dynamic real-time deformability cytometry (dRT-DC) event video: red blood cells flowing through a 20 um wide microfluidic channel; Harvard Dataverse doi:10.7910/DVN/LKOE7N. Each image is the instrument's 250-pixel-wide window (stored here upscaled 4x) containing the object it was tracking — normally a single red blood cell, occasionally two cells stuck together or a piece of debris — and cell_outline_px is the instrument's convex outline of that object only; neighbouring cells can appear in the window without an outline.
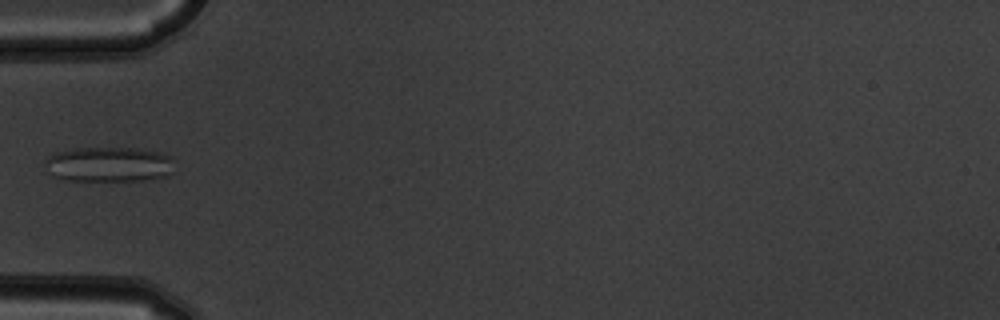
{"species": "common noctule bat (a hibernating species)", "species_latin": "Nyctalus noctula", "temperature_condition": "warm", "stored_images_in_passage": 5, "camera_frame_rate_fps": 3000, "um_per_image_px": 0.085, "animal": {"sex": "male", "body_mass_g": 19.5, "forearm_length_mm": 54.6}, "frame": {"image": 1, "passage_image": 5, "time_ms": 1.333, "image_size_px": [1000, 320], "cell_outline_px": [[176, 160], [172, 172], [168, 176], [144, 180], [68, 180], [56, 176], [48, 172], [44, 164], [44, 160], [48, 156], [56, 152], [76, 148], [136, 148], [156, 152], [168, 156]], "centroid_in_image_um": [9.27, 13.97], "position_along_channel_um": 75.7, "area_um2": 26.41}}